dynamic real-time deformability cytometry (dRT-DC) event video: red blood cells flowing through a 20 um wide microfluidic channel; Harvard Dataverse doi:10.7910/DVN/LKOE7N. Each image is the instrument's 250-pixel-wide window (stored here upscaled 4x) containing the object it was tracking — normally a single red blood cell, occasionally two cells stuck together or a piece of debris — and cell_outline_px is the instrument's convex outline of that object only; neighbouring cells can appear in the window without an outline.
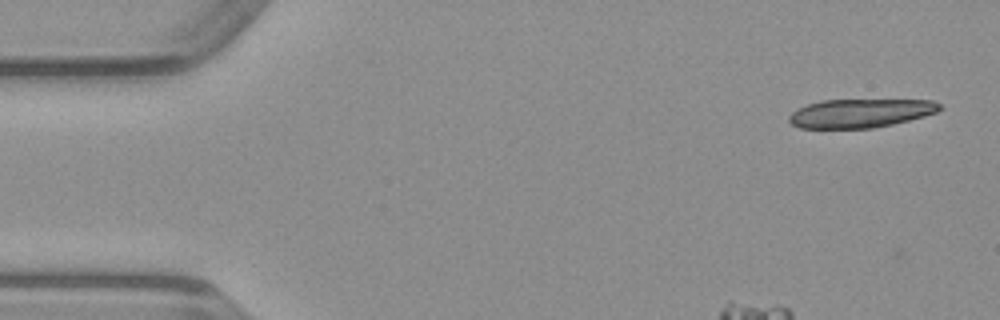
{"species": "common noctule bat (a hibernating species)", "species_latin": "Nyctalus noctula", "temperature_condition": "warm", "stored_images_in_passage": 4, "camera_frame_rate_fps": 3000, "um_per_image_px": 0.085, "animal": {"sex": "male", "body_mass_g": 23.1, "forearm_length_mm": 52.7}, "frame": {"image": 1, "passage_image": 2, "time_ms": 0.333, "image_size_px": [1000, 320], "cell_outline_px": [[944, 108], [936, 112], [924, 116], [892, 124], [872, 128], [800, 128], [792, 124], [788, 120], [788, 116], [792, 112], [808, 104], [820, 100], [932, 100], [940, 104]], "centroid_in_image_um": [73.13, 9.62], "position_along_channel_um": 11.9, "area_um2": 25.09}}